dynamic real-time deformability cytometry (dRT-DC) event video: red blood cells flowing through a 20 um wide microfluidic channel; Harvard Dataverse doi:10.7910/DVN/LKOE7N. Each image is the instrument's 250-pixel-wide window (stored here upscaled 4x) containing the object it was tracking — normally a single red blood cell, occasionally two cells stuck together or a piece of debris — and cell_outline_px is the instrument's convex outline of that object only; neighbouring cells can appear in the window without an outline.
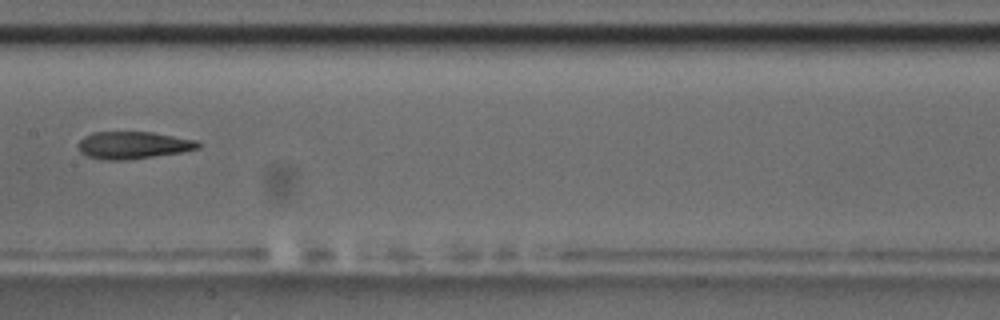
{"species": "common noctule bat (a hibernating species)", "species_latin": "Nyctalus noctula", "temperature_condition": "room temperature", "stored_images_in_passage": 13, "camera_frame_rate_fps": 3000, "um_per_image_px": 0.085, "animal": {"sex": "male", "body_mass_g": 17.5, "forearm_length_mm": 52.3}, "frame": {"image": 1, "passage_image": 8, "time_ms": 9.0, "image_size_px": [1000, 320], "cell_outline_px": [[200, 148], [180, 152], [124, 160], [104, 160], [88, 156], [80, 152], [80, 140], [84, 136], [92, 132], [152, 132], [196, 140], [200, 144]], "centroid_in_image_um": [11.31, 12.33], "position_along_channel_um": 196.1, "area_um2": 18.79}, "authors_computed_cell_mechanics": {"area_um2": 19.7098, "velocity_mm_per_s": 3.5391, "shape_relaxation_time_tau1_ms": null, "shape_relaxation_time_tau2_ms": 4.4936, "deformation_change_tau1": null, "deformation_change_tau2": 0.1347}}